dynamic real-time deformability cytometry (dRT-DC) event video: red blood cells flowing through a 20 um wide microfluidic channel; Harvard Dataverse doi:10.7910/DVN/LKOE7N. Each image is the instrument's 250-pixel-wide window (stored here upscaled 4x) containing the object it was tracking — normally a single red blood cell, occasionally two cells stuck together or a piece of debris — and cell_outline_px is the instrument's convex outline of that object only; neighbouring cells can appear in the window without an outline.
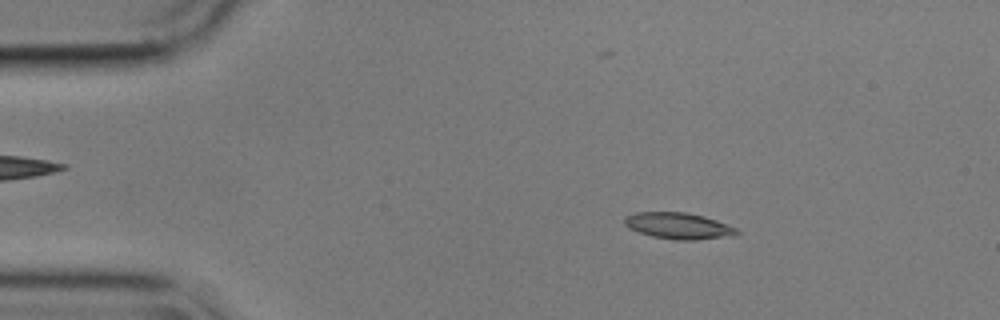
{"species": "common noctule bat (a hibernating species)", "species_latin": "Nyctalus noctula", "temperature_condition": "cold", "stored_images_in_passage": 57, "camera_frame_rate_fps": 3000, "um_per_image_px": 0.085, "animal": {"sex": "male", "body_mass_g": 17.9}, "frame": {"image": 1, "passage_image": 9, "time_ms": 2.667, "image_size_px": [1000, 320], "cell_outline_px": [[740, 232], [736, 236], [696, 240], [676, 240], [652, 236], [628, 228], [624, 224], [624, 216], [636, 212], [688, 212], [704, 216], [716, 220], [736, 228]], "centroid_in_image_um": [57.68, 19.2], "position_along_channel_um": 27.3, "area_um2": 17.4}}
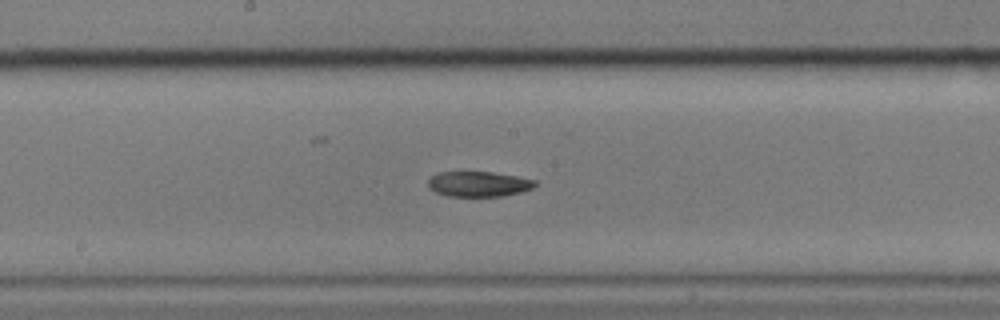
{"frame": {"image": 2, "passage_image": 29, "time_ms": 9.333, "image_size_px": [1000, 320], "cell_outline_px": [[536, 184], [532, 188], [520, 192], [504, 196], [448, 196], [436, 192], [428, 188], [428, 180], [436, 172], [492, 172], [516, 176], [536, 180]], "centroid_in_image_um": [40.66, 15.64], "position_along_channel_um": 207.5, "area_um2": 15.72}}
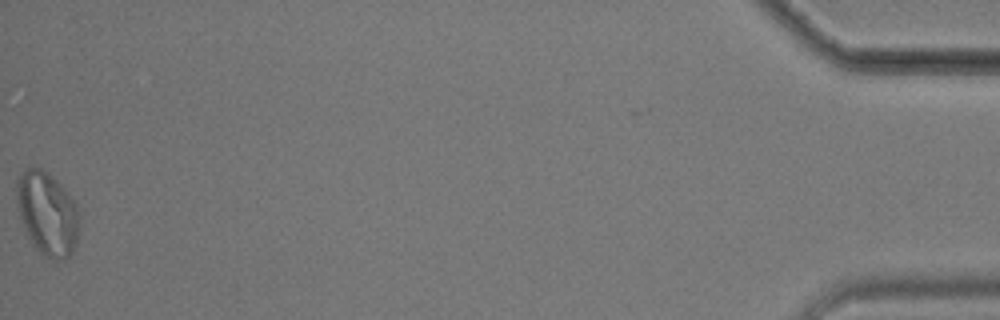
{"frame": {"image": 3, "passage_image": 56, "time_ms": 18.333, "image_size_px": [1000, 320], "cell_outline_px": [[80, 216], [76, 244], [68, 260], [56, 260], [44, 256], [36, 248], [28, 236], [20, 216], [16, 200], [16, 180], [20, 172], [28, 168], [40, 168], [48, 172], [64, 188], [76, 204]], "centroid_in_image_um": [4.03, 18.15], "position_along_channel_um": 431.2, "area_um2": 30.58}, "authors_computed_cell_mechanics": {"area_um2": 16.9932, "velocity_mm_per_s": 3.5612, "shape_relaxation_time_tau1_ms": 3.8616, "shape_relaxation_time_tau2_ms": null, "deformation_change_tau1": 0.1592, "deformation_change_tau2": null}}